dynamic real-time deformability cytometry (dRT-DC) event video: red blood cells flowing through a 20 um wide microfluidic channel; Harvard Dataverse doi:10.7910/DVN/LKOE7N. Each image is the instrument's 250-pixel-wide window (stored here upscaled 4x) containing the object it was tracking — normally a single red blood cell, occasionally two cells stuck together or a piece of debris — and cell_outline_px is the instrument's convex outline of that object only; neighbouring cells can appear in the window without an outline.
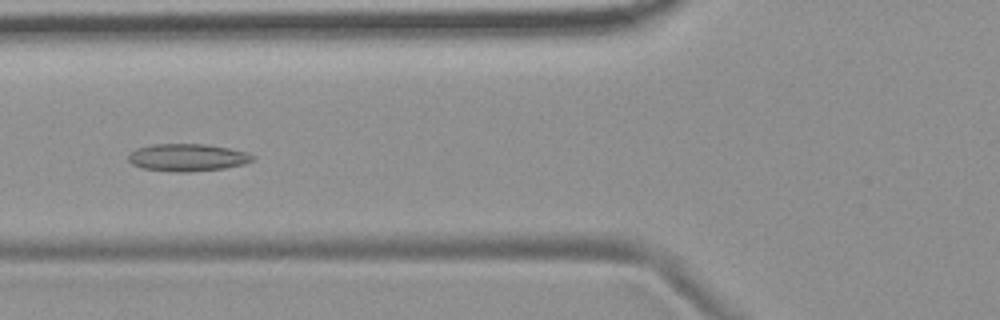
{"species": "common noctule bat (a hibernating species)", "species_latin": "Nyctalus noctula", "temperature_condition": "room temperature", "stored_images_in_passage": 6, "camera_frame_rate_fps": 3000, "um_per_image_px": 0.085, "animal": {"sex": "female", "body_mass_g": 19.9}, "frame": {"image": 1, "passage_image": 5, "time_ms": 5.667, "image_size_px": [1000, 320], "cell_outline_px": [[256, 156], [252, 160], [244, 164], [224, 168], [192, 172], [172, 172], [140, 168], [132, 164], [128, 160], [128, 156], [136, 148], [152, 144], [208, 144], [248, 152]], "centroid_in_image_um": [15.93, 13.39], "position_along_channel_um": 109.9, "area_um2": 20.06}}
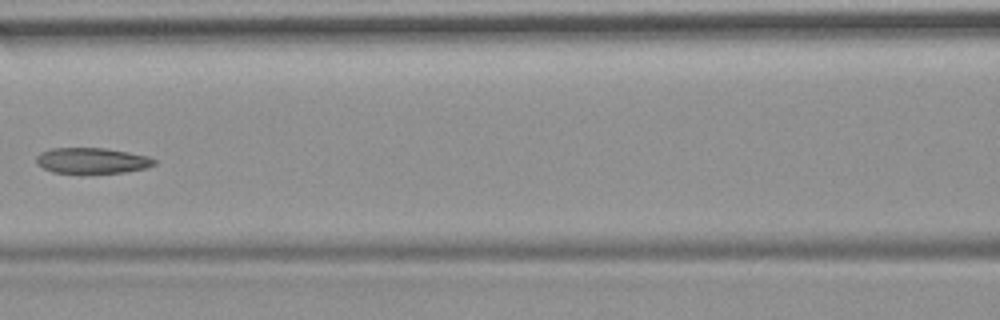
{"frame": {"image": 2, "passage_image": 6, "time_ms": 7.0, "image_size_px": [1000, 320], "cell_outline_px": [[156, 164], [148, 168], [124, 172], [52, 172], [36, 164], [36, 156], [40, 152], [52, 148], [104, 148], [128, 152], [148, 156], [156, 160]], "centroid_in_image_um": [7.83, 13.64], "position_along_channel_um": 158.8, "area_um2": 17.51}}